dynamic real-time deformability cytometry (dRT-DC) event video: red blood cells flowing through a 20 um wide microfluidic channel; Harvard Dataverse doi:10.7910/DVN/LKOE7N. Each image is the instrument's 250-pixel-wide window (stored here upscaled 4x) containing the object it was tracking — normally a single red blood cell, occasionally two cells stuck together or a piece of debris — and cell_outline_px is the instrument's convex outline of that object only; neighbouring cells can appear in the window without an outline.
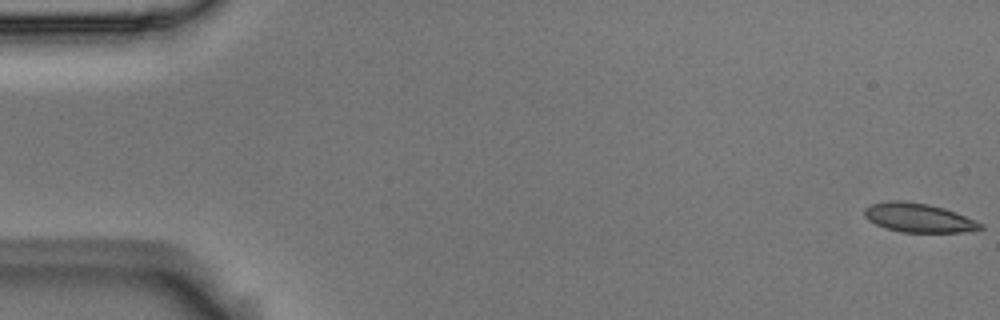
{"species": "Egyptian fruit bat (a non-hibernating species)", "species_latin": "Rousettus aegyptiacus", "temperature_condition": "room temperature", "stored_images_in_passage": 5, "camera_frame_rate_fps": 3000, "um_per_image_px": 0.085, "animal": {"sex": "male"}, "frame": {"image": 1, "passage_image": 1, "time_ms": 0.0, "image_size_px": [1000, 320], "cell_outline_px": [[984, 228], [964, 232], [900, 232], [876, 224], [868, 220], [864, 216], [864, 208], [872, 204], [892, 200], [900, 200], [928, 204], [944, 208], [956, 212], [984, 224]], "centroid_in_image_um": [78.09, 18.51], "position_along_channel_um": 6.9, "area_um2": 19.54}}
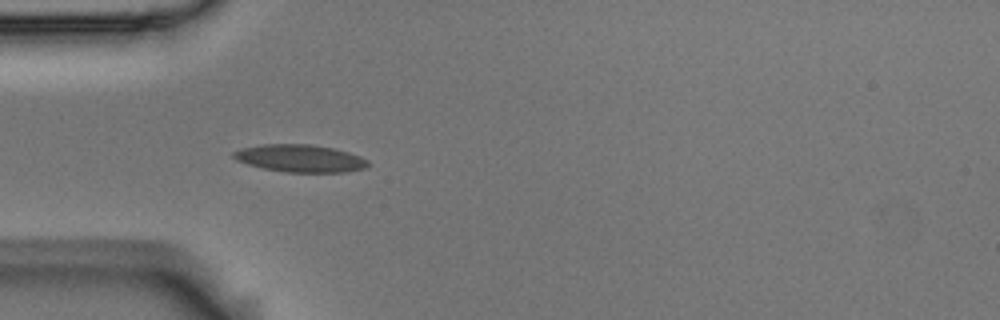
{"frame": {"image": 2, "passage_image": 5, "time_ms": 1.333, "image_size_px": [1000, 320], "cell_outline_px": [[368, 164], [364, 168], [344, 172], [284, 172], [264, 168], [248, 164], [236, 160], [232, 156], [232, 152], [244, 148], [264, 144], [312, 144], [332, 148], [348, 152], [360, 156], [368, 160]], "centroid_in_image_um": [25.5, 13.46], "position_along_channel_um": 59.5, "area_um2": 21.33}}